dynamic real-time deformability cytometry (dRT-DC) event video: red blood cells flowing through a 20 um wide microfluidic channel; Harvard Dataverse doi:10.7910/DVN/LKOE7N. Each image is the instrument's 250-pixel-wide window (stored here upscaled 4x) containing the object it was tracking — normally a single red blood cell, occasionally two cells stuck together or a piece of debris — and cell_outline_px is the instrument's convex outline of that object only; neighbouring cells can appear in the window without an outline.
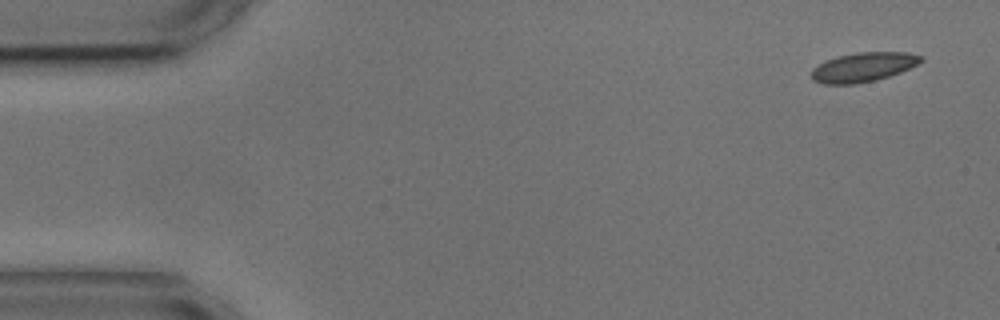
{"species": "common noctule bat (a hibernating species)", "species_latin": "Nyctalus noctula", "temperature_condition": "cold", "stored_images_in_passage": 8, "camera_frame_rate_fps": 3000, "um_per_image_px": 0.085, "animal": {"sex": "male", "body_mass_g": 17.9, "forearm_length_mm": 54.2}, "frame": {"image": 1, "passage_image": 1, "time_ms": 0.0, "image_size_px": [1000, 320], "cell_outline_px": [[924, 60], [900, 72], [876, 80], [856, 84], [824, 84], [812, 80], [812, 68], [828, 60], [840, 56], [856, 52], [908, 52], [924, 56]], "centroid_in_image_um": [73.4, 5.7], "position_along_channel_um": 11.6, "area_um2": 18.55}}
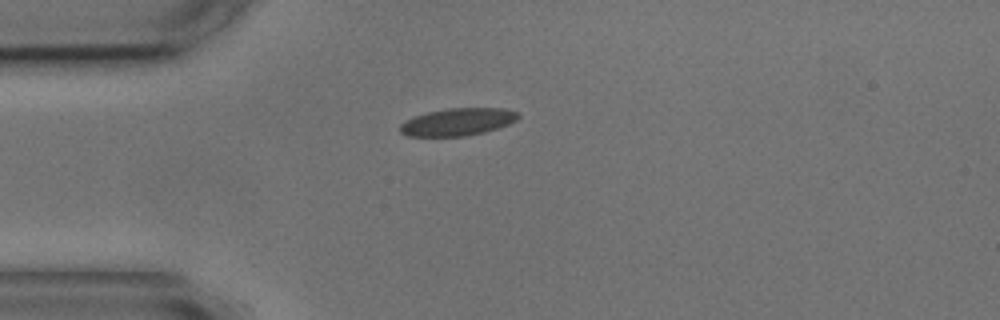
{"frame": {"image": 2, "passage_image": 4, "time_ms": 3.667, "image_size_px": [1000, 320], "cell_outline_px": [[520, 116], [516, 120], [508, 124], [484, 132], [464, 136], [408, 136], [400, 132], [400, 124], [416, 116], [428, 112], [448, 108], [504, 108], [520, 112]], "centroid_in_image_um": [38.94, 10.35], "position_along_channel_um": 46.1, "area_um2": 18.73}}